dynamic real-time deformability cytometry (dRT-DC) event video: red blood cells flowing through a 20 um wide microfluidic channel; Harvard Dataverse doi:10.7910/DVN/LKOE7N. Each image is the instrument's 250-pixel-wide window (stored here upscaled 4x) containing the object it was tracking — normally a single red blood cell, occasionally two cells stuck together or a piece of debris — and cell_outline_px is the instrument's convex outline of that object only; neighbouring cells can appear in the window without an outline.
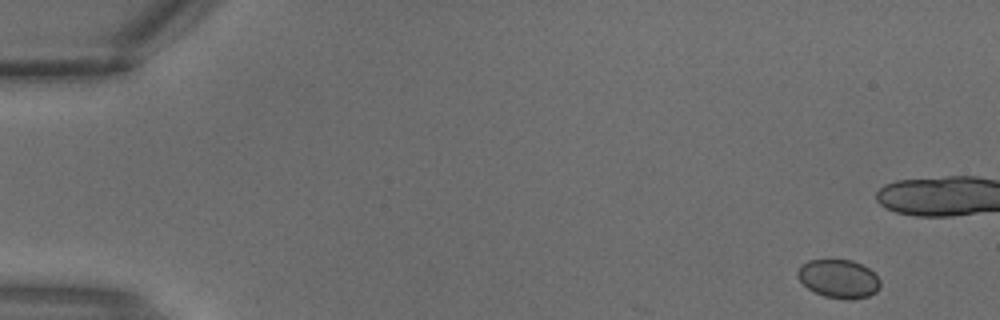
{"species": "common noctule bat (a hibernating species)", "species_latin": "Nyctalus noctula", "temperature_condition": "warm", "stored_images_in_passage": 4, "camera_frame_rate_fps": 3000, "um_per_image_px": 0.085, "animal": {"sex": "male", "body_mass_g": 18.8}, "frame": {"image": 1, "passage_image": 1, "time_ms": 0.0, "image_size_px": [1000, 320], "cell_outline_px": [[880, 288], [876, 292], [868, 296], [848, 300], [824, 296], [808, 288], [796, 276], [796, 272], [800, 264], [808, 260], [852, 260], [868, 268], [880, 280]], "centroid_in_image_um": [71.27, 23.69], "position_along_channel_um": 13.7, "area_um2": 18.5}}